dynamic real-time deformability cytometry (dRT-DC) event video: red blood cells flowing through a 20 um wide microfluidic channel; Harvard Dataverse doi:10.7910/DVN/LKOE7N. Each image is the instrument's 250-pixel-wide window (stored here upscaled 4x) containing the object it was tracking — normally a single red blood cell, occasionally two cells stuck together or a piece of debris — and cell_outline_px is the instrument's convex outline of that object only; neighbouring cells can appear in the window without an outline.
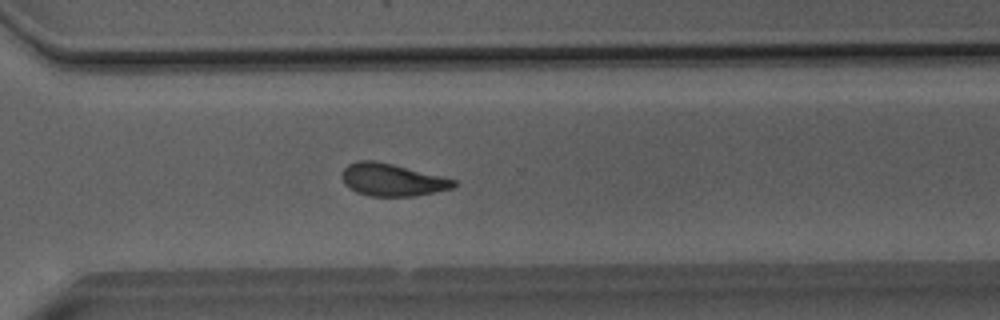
{"species": "Egyptian fruit bat (a non-hibernating species)", "species_latin": "Rousettus aegyptiacus", "temperature_condition": "room temperature", "stored_images_in_passage": 51, "camera_frame_rate_fps": 3000, "um_per_image_px": 0.085, "animal": {"sex": "male"}, "frame": {"image": 1, "passage_image": 37, "time_ms": 12.0, "image_size_px": [1000, 320], "cell_outline_px": [[456, 184], [452, 188], [436, 192], [416, 196], [368, 196], [356, 192], [348, 188], [344, 184], [340, 176], [344, 168], [348, 164], [356, 160], [372, 160], [392, 164], [456, 180]], "centroid_in_image_um": [33.27, 15.29], "position_along_channel_um": 337.3, "area_um2": 21.15}}
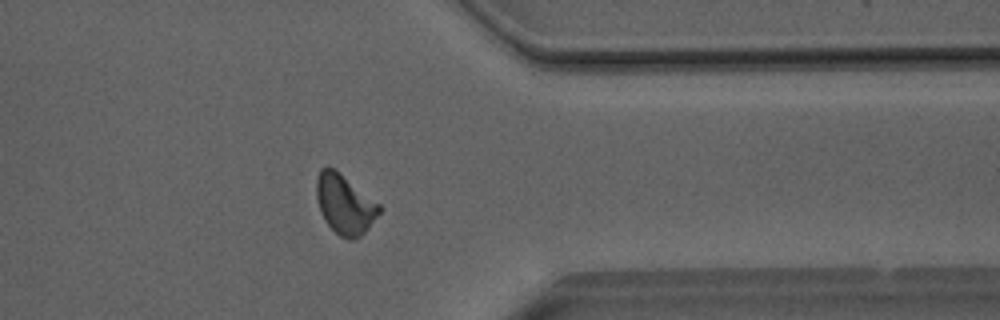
{"frame": {"image": 2, "passage_image": 41, "time_ms": 13.333, "image_size_px": [1000, 320], "cell_outline_px": [[384, 208], [368, 228], [360, 236], [352, 240], [348, 240], [340, 236], [324, 220], [320, 212], [316, 196], [316, 180], [320, 168], [328, 164], [380, 204]], "centroid_in_image_um": [29.29, 17.35], "position_along_channel_um": 382.1, "area_um2": 21.85}}
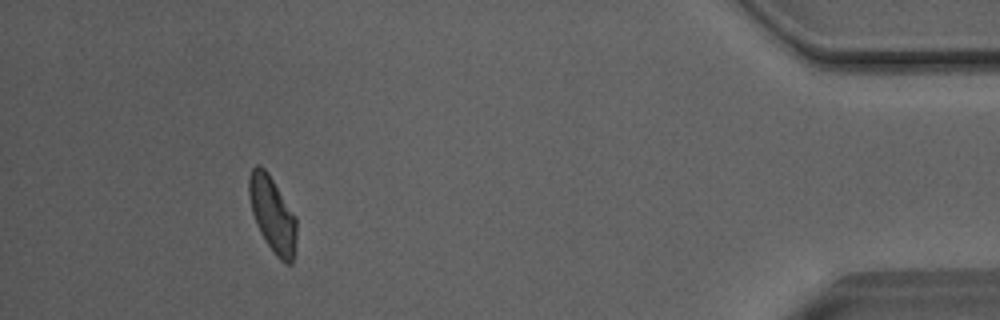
{"frame": {"image": 3, "passage_image": 47, "time_ms": 15.333, "image_size_px": [1000, 320], "cell_outline_px": [[296, 236], [292, 264], [288, 264], [280, 260], [276, 256], [260, 232], [256, 224], [252, 212], [248, 196], [248, 176], [252, 168], [256, 164], [260, 164], [268, 172], [296, 216]], "centroid_in_image_um": [23.14, 18.18], "position_along_channel_um": 412.1, "area_um2": 20.98}, "authors_computed_cell_mechanics": {"area_um2": 21.7906, "velocity_mm_per_s": 4.0369, "shape_relaxation_time_tau1_ms": null, "shape_relaxation_time_tau2_ms": 3.6812, "deformation_change_tau1": null, "deformation_change_tau2": 0.1053}}